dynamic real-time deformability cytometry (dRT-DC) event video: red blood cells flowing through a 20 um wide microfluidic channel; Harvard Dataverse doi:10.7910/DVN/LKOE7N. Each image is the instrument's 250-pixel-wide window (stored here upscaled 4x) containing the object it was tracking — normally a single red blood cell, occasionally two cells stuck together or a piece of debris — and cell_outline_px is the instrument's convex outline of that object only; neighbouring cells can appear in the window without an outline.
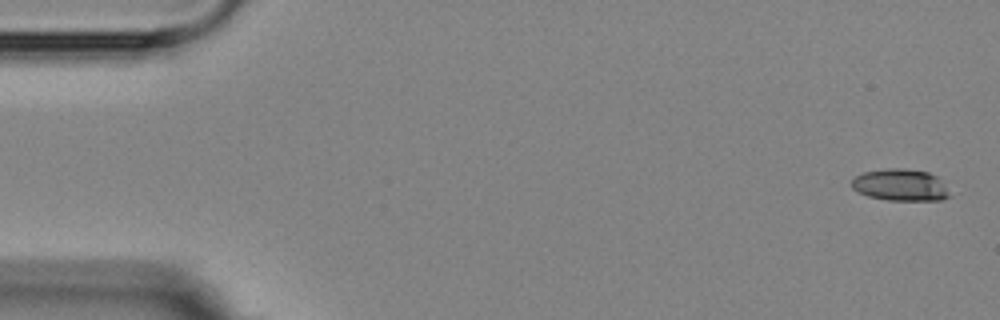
{"species": "Egyptian fruit bat (a non-hibernating species)", "species_latin": "Rousettus aegyptiacus", "temperature_condition": "room temperature", "stored_images_in_passage": 5, "camera_frame_rate_fps": 3000, "um_per_image_px": 0.085, "animal": {"sex": "female"}, "frame": {"image": 1, "passage_image": 1, "time_ms": 0.0, "image_size_px": [1000, 320], "cell_outline_px": [[952, 196], [940, 200], [888, 200], [868, 196], [852, 188], [852, 180], [856, 176], [864, 172], [888, 168], [904, 168], [928, 172], [936, 176], [940, 180]], "centroid_in_image_um": [76.55, 15.72], "position_along_channel_um": 8.5, "area_um2": 18.03}}